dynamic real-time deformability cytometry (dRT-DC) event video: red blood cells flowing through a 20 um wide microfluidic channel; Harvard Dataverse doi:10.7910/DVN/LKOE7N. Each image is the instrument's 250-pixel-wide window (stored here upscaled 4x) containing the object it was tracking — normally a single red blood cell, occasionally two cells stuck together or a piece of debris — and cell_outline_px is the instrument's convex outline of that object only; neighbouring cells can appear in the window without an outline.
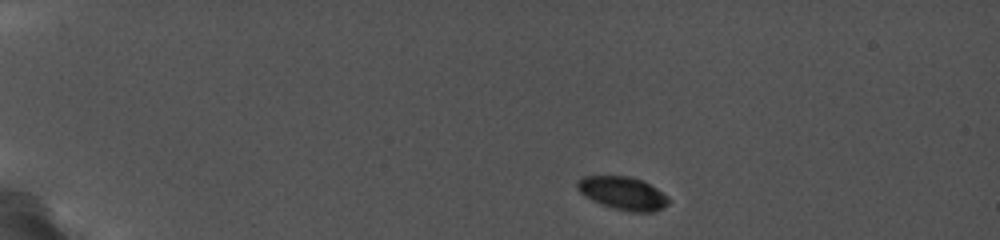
{"species": "common noctule bat (a hibernating species)", "species_latin": "Nyctalus noctula", "temperature_condition": "cold", "stored_images_in_passage": 8, "camera_frame_rate_fps": 5000, "um_per_image_px": 0.085, "animal": {"sex": "female", "body_mass_g": 19.0, "forearm_length_mm": 56.7}, "frame": {"image": 1, "passage_image": 1, "time_ms": 0.0, "image_size_px": [1000, 240], "cell_outline_px": [[672, 200], [668, 204], [656, 212], [628, 212], [612, 208], [600, 204], [584, 196], [576, 188], [576, 180], [580, 176], [632, 176], [644, 180], [668, 196]], "centroid_in_image_um": [52.94, 16.42], "position_along_channel_um": 32.1, "area_um2": 18.09}}
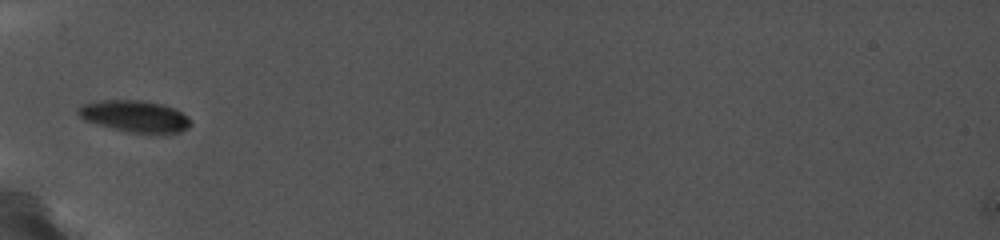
{"frame": {"image": 2, "passage_image": 4, "time_ms": 3.6, "image_size_px": [1000, 240], "cell_outline_px": [[192, 124], [188, 128], [180, 132], [132, 132], [112, 128], [84, 120], [76, 112], [76, 108], [80, 104], [100, 100], [144, 100], [164, 104], [188, 116], [192, 120]], "centroid_in_image_um": [11.44, 9.85], "position_along_channel_um": 73.6, "area_um2": 20.69}}